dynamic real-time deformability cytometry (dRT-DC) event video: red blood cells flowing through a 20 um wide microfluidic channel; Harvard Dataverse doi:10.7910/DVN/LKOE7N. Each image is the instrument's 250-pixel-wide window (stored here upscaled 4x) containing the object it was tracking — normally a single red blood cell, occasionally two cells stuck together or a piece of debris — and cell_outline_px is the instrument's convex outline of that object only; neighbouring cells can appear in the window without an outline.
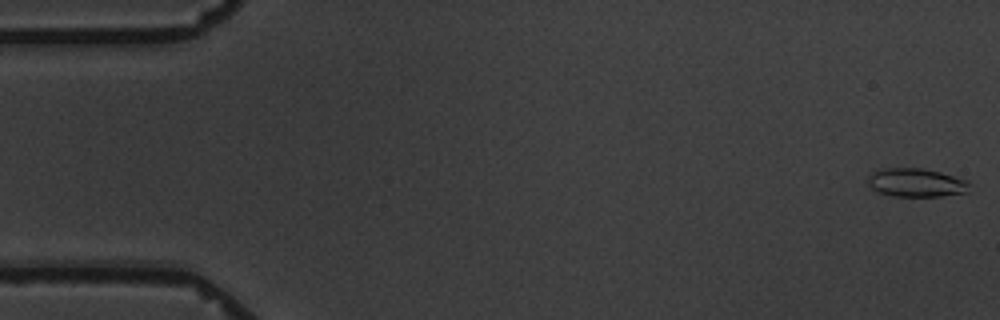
{"species": "common noctule bat (a hibernating species)", "species_latin": "Nyctalus noctula", "temperature_condition": "warm", "stored_images_in_passage": 5, "camera_frame_rate_fps": 3000, "um_per_image_px": 0.085, "animal": {"sex": "male", "body_mass_g": 19.5, "forearm_length_mm": 54.6}, "frame": {"image": 1, "passage_image": 1, "time_ms": 0.0, "image_size_px": [1000, 320], "cell_outline_px": [[972, 184], [968, 192], [940, 196], [892, 196], [880, 192], [872, 188], [868, 184], [868, 176], [872, 172], [884, 168], [920, 168], [940, 172], [968, 180]], "centroid_in_image_um": [77.91, 15.52], "position_along_channel_um": 7.1, "area_um2": 16.94}}
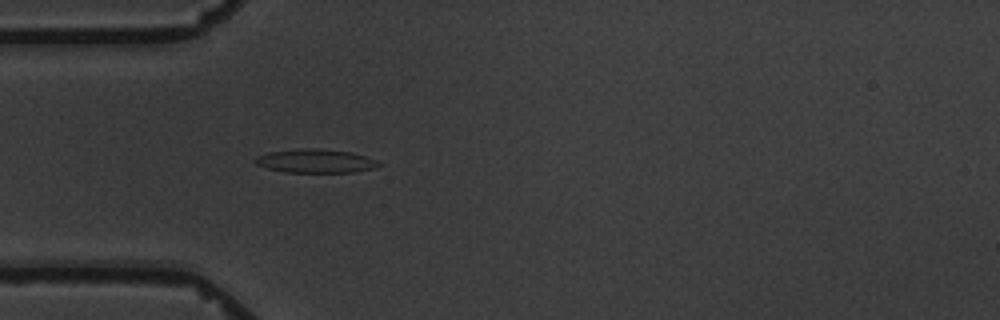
{"frame": {"image": 2, "passage_image": 5, "time_ms": 5.333, "image_size_px": [1000, 320], "cell_outline_px": [[380, 164], [372, 168], [356, 172], [284, 172], [268, 168], [256, 164], [256, 156], [268, 152], [300, 148], [316, 148], [352, 152], [376, 160]], "centroid_in_image_um": [26.8, 13.68], "position_along_channel_um": 58.2, "area_um2": 16.88}}